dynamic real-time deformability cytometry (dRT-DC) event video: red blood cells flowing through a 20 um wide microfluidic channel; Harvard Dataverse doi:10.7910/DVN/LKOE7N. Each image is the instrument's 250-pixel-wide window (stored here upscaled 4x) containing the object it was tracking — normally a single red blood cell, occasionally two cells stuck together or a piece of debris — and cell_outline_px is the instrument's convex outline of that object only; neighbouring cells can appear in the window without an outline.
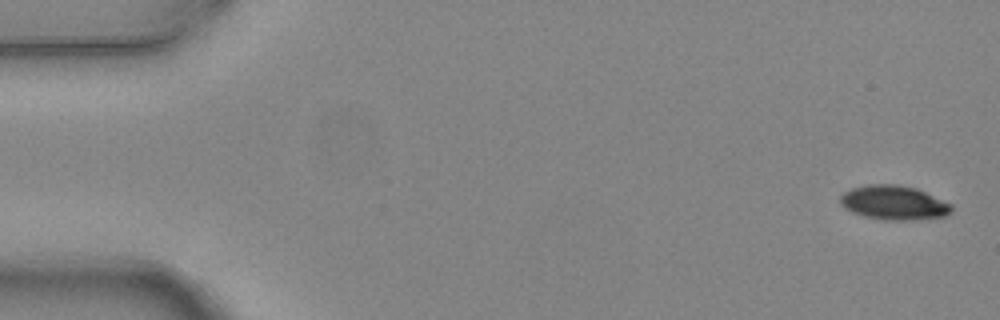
{"species": "common noctule bat (a hibernating species)", "species_latin": "Nyctalus noctula", "temperature_condition": "warm", "stored_images_in_passage": 4, "camera_frame_rate_fps": 3000, "um_per_image_px": 0.085, "animal": {"sex": "female", "body_mass_g": 24.6, "forearm_length_mm": 56.2}, "frame": {"image": 1, "passage_image": 1, "time_ms": 0.0, "image_size_px": [1000, 320], "cell_outline_px": [[952, 212], [948, 216], [912, 220], [884, 220], [864, 216], [852, 212], [844, 208], [840, 204], [840, 196], [844, 192], [852, 188], [868, 184], [896, 184], [916, 188], [952, 204]], "centroid_in_image_um": [75.98, 17.23], "position_along_channel_um": 9.0, "area_um2": 22.37}}
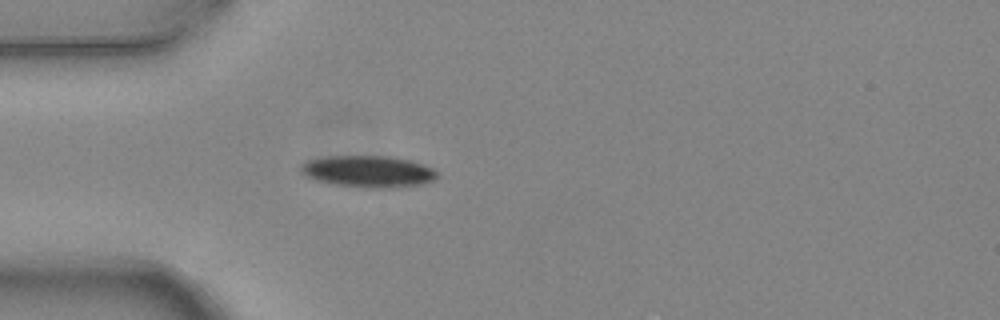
{"frame": {"image": 2, "passage_image": 4, "time_ms": 1.0, "image_size_px": [1000, 320], "cell_outline_px": [[436, 176], [432, 180], [420, 184], [392, 188], [372, 188], [336, 184], [316, 180], [304, 176], [300, 172], [300, 164], [304, 160], [328, 156], [392, 156], [424, 164], [432, 168], [436, 172]], "centroid_in_image_um": [31.23, 14.56], "position_along_channel_um": 53.8, "area_um2": 25.14}}